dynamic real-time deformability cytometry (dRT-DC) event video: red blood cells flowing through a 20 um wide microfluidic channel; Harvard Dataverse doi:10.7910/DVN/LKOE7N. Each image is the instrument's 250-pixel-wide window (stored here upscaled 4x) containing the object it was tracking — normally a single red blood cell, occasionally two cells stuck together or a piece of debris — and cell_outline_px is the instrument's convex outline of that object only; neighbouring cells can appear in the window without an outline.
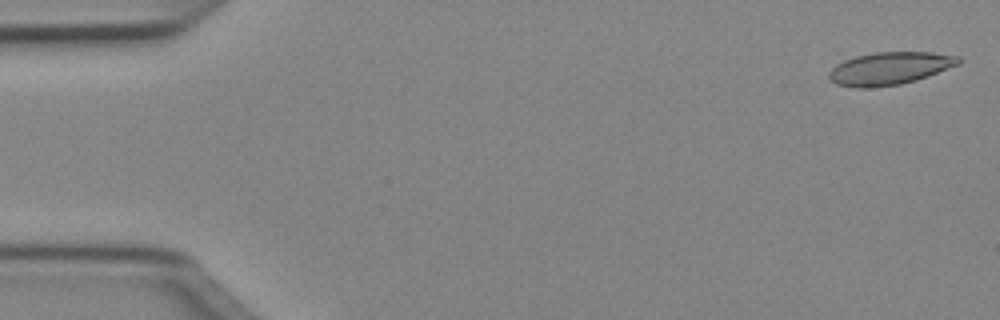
{"species": "Egyptian fruit bat (a non-hibernating species)", "species_latin": "Rousettus aegyptiacus", "temperature_condition": "cold", "stored_images_in_passage": 49, "camera_frame_rate_fps": 3000, "um_per_image_px": 0.085, "animal": {"sex": "female"}, "frame": {"image": 1, "passage_image": 1, "time_ms": 0.0, "image_size_px": [1000, 320], "cell_outline_px": [[964, 60], [960, 64], [928, 76], [916, 80], [900, 84], [868, 88], [856, 88], [836, 84], [828, 76], [828, 72], [844, 56], [876, 52], [932, 52], [960, 56]], "centroid_in_image_um": [75.59, 5.79], "position_along_channel_um": 9.4, "area_um2": 25.26}}
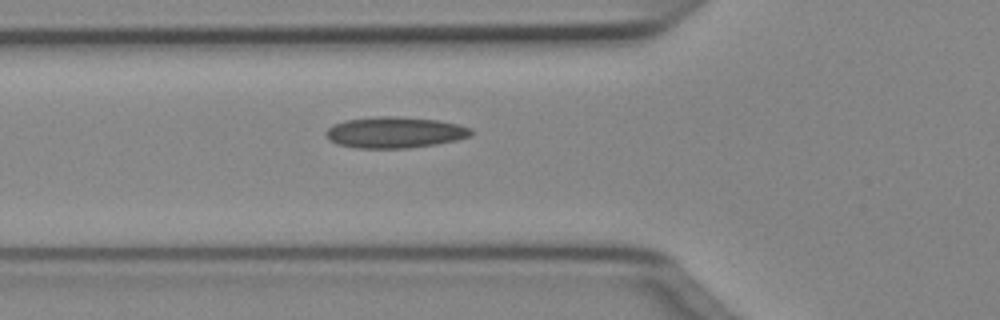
{"frame": {"image": 2, "passage_image": 17, "time_ms": 5.333, "image_size_px": [1000, 320], "cell_outline_px": [[476, 132], [472, 136], [456, 140], [436, 144], [408, 148], [356, 148], [336, 144], [328, 140], [324, 136], [324, 132], [332, 124], [344, 120], [376, 116], [396, 116], [436, 120], [460, 124], [472, 128]], "centroid_in_image_um": [33.55, 11.25], "position_along_channel_um": 92.3, "area_um2": 26.82}}
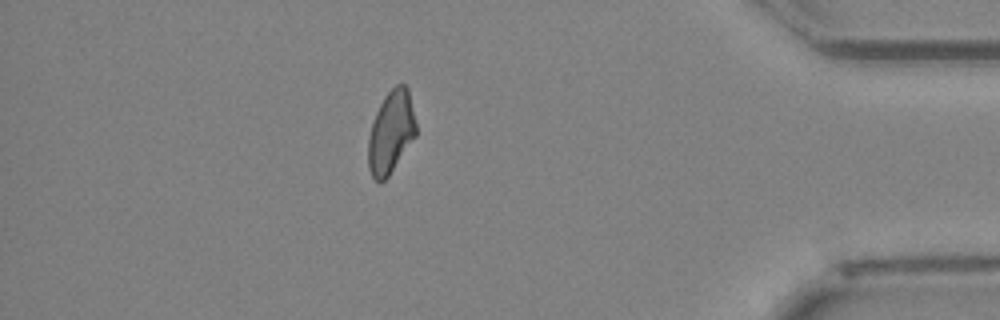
{"frame": {"image": 3, "passage_image": 43, "time_ms": 14.0, "image_size_px": [1000, 320], "cell_outline_px": [[416, 136], [388, 176], [380, 184], [372, 176], [368, 168], [368, 140], [372, 124], [376, 112], [384, 96], [396, 84], [404, 84], [408, 88], [416, 124]], "centroid_in_image_um": [33.23, 11.24], "position_along_channel_um": 402.0, "area_um2": 22.83}, "authors_computed_cell_mechanics": {"area_um2": 24.3338, "velocity_mm_per_s": 4.0538, "shape_relaxation_time_tau1_ms": null, "shape_relaxation_time_tau2_ms": 3.2264, "deformation_change_tau1": null, "deformation_change_tau2": 0.1068}}